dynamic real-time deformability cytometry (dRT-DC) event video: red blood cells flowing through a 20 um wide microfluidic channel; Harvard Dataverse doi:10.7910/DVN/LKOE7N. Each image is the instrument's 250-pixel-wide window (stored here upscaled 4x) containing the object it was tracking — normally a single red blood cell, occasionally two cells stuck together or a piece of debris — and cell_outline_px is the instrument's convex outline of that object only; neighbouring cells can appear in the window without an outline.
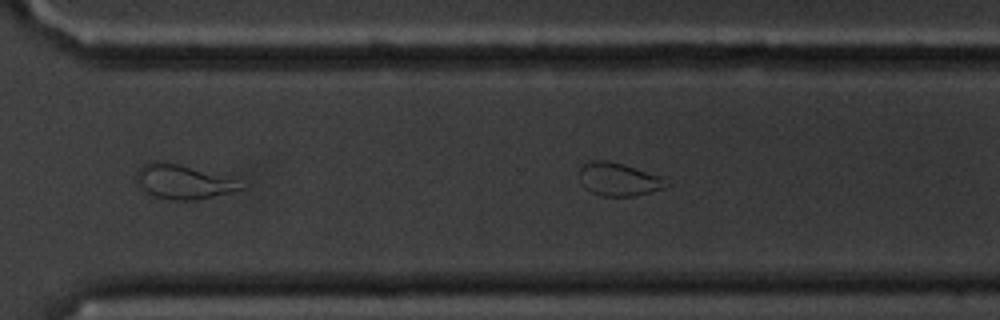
{"species": "common noctule bat (a hibernating species)", "species_latin": "Nyctalus noctula", "temperature_condition": "cold", "stored_images_in_passage": 29, "segment_of_instrument_passage": [2, 2], "camera_frame_rate_fps": 3000, "um_per_image_px": 0.085, "animal": {"sex": "male", "body_mass_g": 20.1, "forearm_length_mm": 53.5}, "frame": {"image": 1, "passage_image": 29, "time_ms": 9.333, "image_size_px": [1000, 320], "cell_outline_px": [[672, 184], [664, 188], [636, 196], [604, 196], [592, 192], [584, 188], [580, 184], [580, 168], [584, 164], [592, 160], [608, 160], [624, 164], [660, 176]], "centroid_in_image_um": [52.59, 15.24], "position_along_channel_um": 318.0, "area_um2": 16.88}}